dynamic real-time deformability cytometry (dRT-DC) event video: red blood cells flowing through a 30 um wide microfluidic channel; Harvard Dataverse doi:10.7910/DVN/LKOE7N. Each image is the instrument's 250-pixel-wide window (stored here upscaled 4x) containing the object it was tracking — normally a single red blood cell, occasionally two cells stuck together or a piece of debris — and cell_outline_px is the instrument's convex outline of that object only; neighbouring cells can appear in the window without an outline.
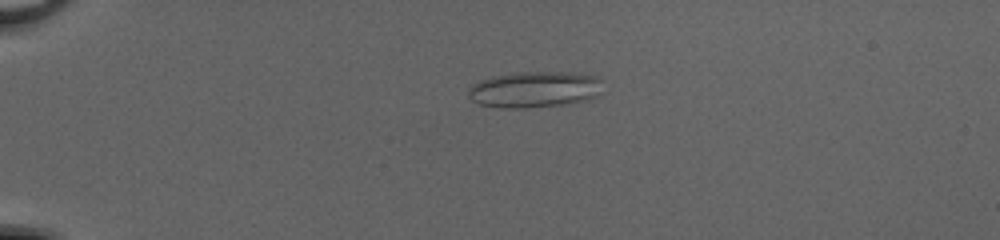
{"species": "common noctule bat (a hibernating species)", "species_latin": "Nyctalus noctula", "temperature_condition": "cold", "stored_images_in_passage": 52, "camera_frame_rate_fps": 3000, "um_per_image_px": 0.085, "animal": {"sex": "female", "body_mass_g": 20.0, "forearm_length_mm": 54.0}, "frame": {"image": 1, "passage_image": 14, "time_ms": 4.333, "image_size_px": [1000, 240], "cell_outline_px": [[600, 80], [596, 96], [588, 100], [568, 104], [524, 108], [504, 108], [480, 104], [472, 100], [468, 96], [468, 88], [472, 84], [480, 80], [492, 76], [520, 72], [568, 72], [596, 76]], "centroid_in_image_um": [45.38, 7.61], "position_along_channel_um": 39.6, "area_um2": 28.21}}
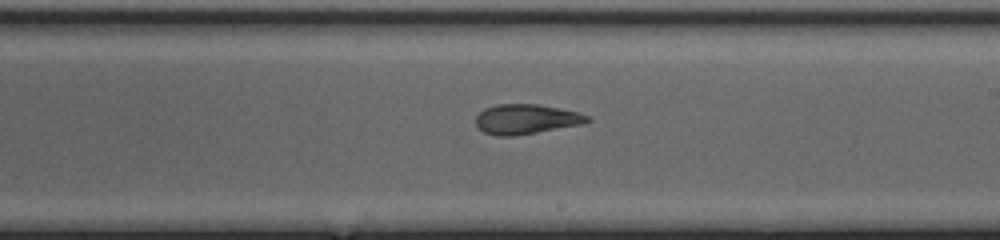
{"frame": {"image": 2, "passage_image": 33, "time_ms": 10.667, "image_size_px": [1000, 240], "cell_outline_px": [[592, 120], [584, 124], [516, 136], [496, 136], [484, 132], [476, 124], [476, 116], [484, 108], [496, 104], [536, 104], [580, 112], [588, 116]], "centroid_in_image_um": [44.74, 10.13], "position_along_channel_um": 244.3, "area_um2": 19.54}}
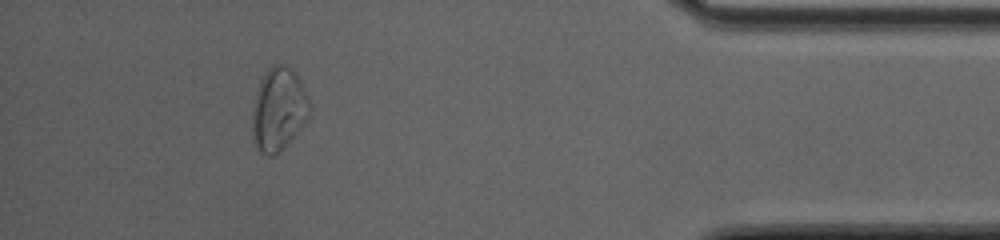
{"frame": {"image": 3, "passage_image": 48, "time_ms": 15.667, "image_size_px": [1000, 240], "cell_outline_px": [[312, 116], [284, 148], [276, 156], [268, 156], [260, 152], [256, 148], [252, 140], [252, 112], [256, 92], [260, 80], [264, 72], [272, 64], [284, 64], [300, 80], [312, 108]], "centroid_in_image_um": [23.68, 9.34], "position_along_channel_um": 411.5, "area_um2": 28.32}, "authors_computed_cell_mechanics": {"area_um2": 24.3338, "velocity_mm_per_s": 4.1503, "shape_relaxation_time_tau1_ms": 5.9407, "shape_relaxation_time_tau2_ms": 2.0044, "deformation_change_tau1": 0.1929, "deformation_change_tau2": 0.1113}}